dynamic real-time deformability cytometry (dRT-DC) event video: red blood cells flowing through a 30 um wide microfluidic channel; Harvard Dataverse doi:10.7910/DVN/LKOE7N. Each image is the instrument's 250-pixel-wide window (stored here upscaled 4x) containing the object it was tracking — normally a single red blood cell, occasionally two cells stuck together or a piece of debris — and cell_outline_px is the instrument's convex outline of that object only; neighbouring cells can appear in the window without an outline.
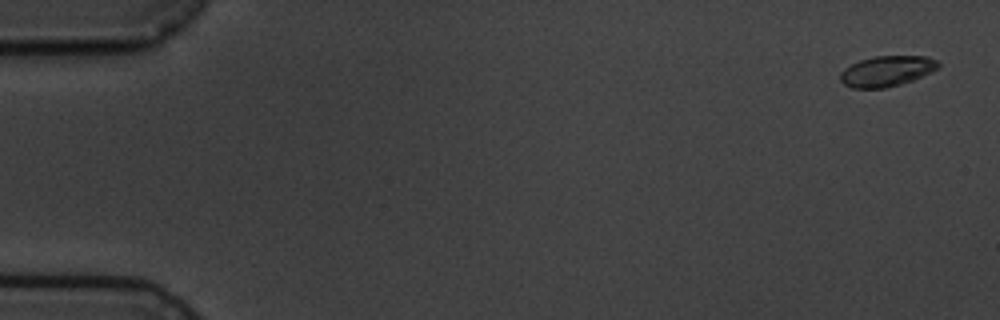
{"species": "common noctule bat (a hibernating species)", "species_latin": "Nyctalus noctula", "temperature_condition": "cold", "stored_images_in_passage": 4, "camera_frame_rate_fps": 3000, "um_per_image_px": 0.085, "animal": {"sex": "male", "body_mass_g": 19.5, "forearm_length_mm": 54.6}, "frame": {"image": 1, "passage_image": 1, "time_ms": 0.0, "image_size_px": [1000, 320], "cell_outline_px": [[940, 68], [932, 72], [912, 80], [900, 84], [884, 88], [852, 88], [844, 84], [840, 80], [840, 72], [844, 68], [860, 60], [876, 56], [928, 56], [936, 60], [940, 64]], "centroid_in_image_um": [75.39, 6.04], "position_along_channel_um": 9.6, "area_um2": 17.46}}